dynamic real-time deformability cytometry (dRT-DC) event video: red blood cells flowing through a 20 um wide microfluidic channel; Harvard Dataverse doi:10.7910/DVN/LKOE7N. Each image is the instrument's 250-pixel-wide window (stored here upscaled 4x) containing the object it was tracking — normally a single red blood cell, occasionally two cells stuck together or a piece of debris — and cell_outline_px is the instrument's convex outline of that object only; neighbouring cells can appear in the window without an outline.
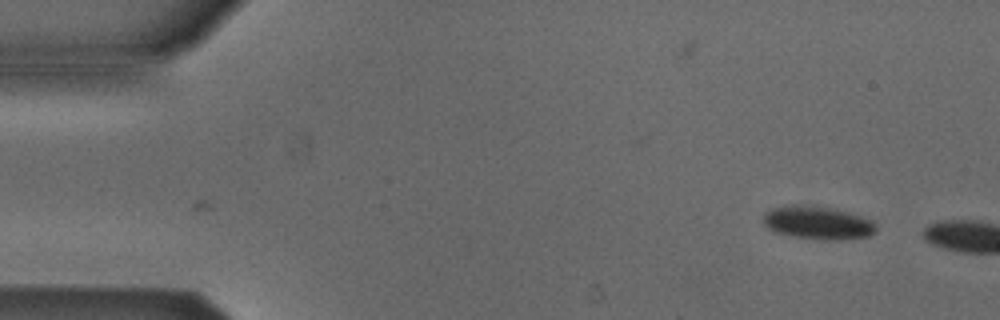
{"species": "Egyptian fruit bat (a non-hibernating species)", "species_latin": "Rousettus aegyptiacus", "temperature_condition": "cold", "stored_images_in_passage": 4, "camera_frame_rate_fps": 3000, "um_per_image_px": 0.085, "animal": {"sex": "male"}, "frame": {"image": 1, "passage_image": 1, "time_ms": 0.0, "image_size_px": [1000, 320], "cell_outline_px": [[876, 232], [868, 236], [836, 240], [824, 240], [796, 236], [780, 232], [768, 228], [764, 224], [764, 212], [772, 208], [792, 204], [812, 204], [836, 208], [872, 220], [876, 224]], "centroid_in_image_um": [69.53, 18.9], "position_along_channel_um": 15.5, "area_um2": 21.85}}